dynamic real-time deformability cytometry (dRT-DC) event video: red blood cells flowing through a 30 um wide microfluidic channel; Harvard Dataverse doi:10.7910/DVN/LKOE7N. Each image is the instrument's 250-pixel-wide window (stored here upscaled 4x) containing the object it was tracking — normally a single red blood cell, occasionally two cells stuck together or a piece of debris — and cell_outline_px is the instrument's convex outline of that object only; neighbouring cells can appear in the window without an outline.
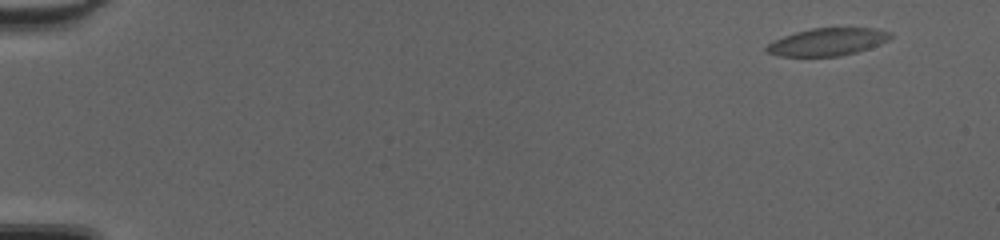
{"species": "common noctule bat (a hibernating species)", "species_latin": "Nyctalus noctula", "temperature_condition": "cold", "stored_images_in_passage": 54, "camera_frame_rate_fps": 3000, "um_per_image_px": 0.085, "animal": {"sex": "female", "body_mass_g": 20.0, "forearm_length_mm": 54.0}, "frame": {"image": 1, "passage_image": 5, "time_ms": 1.333, "image_size_px": [1000, 240], "cell_outline_px": [[892, 36], [888, 40], [868, 48], [856, 52], [836, 56], [780, 56], [768, 52], [764, 48], [768, 44], [784, 36], [796, 32], [812, 28], [872, 28], [892, 32]], "centroid_in_image_um": [70.34, 3.55], "position_along_channel_um": 14.7, "area_um2": 19.54}}
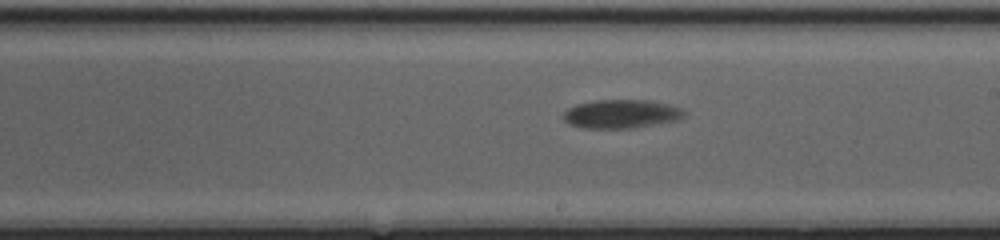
{"frame": {"image": 2, "passage_image": 33, "time_ms": 10.667, "image_size_px": [1000, 240], "cell_outline_px": [[684, 116], [672, 120], [636, 128], [584, 128], [568, 124], [564, 120], [564, 112], [568, 108], [576, 104], [596, 100], [648, 100], [668, 104], [680, 108], [684, 112]], "centroid_in_image_um": [52.74, 9.68], "position_along_channel_um": 236.3, "area_um2": 19.94}}
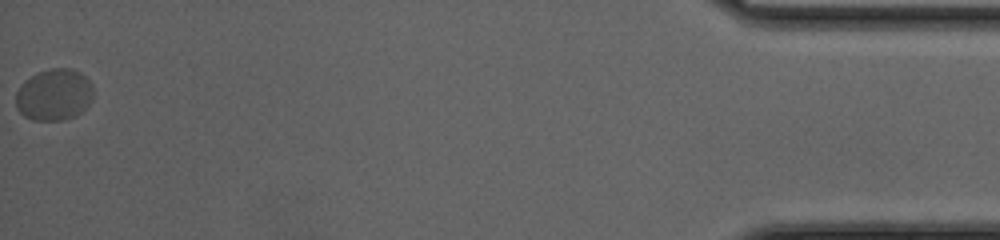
{"frame": {"image": 3, "passage_image": 54, "time_ms": 17.667, "image_size_px": [1000, 240], "cell_outline_px": [[92, 100], [76, 116], [60, 120], [32, 120], [24, 116], [16, 108], [16, 92], [20, 84], [36, 72], [52, 68], [68, 68], [80, 72], [92, 84]], "centroid_in_image_um": [4.57, 8.05], "position_along_channel_um": 430.6, "area_um2": 23.35}, "authors_computed_cell_mechanics": {"area_um2": 20.0566, "velocity_mm_per_s": 4.0551, "shape_relaxation_time_tau1_ms": 3.2499, "shape_relaxation_time_tau2_ms": null, "deformation_change_tau1": 0.1143, "deformation_change_tau2": null}}